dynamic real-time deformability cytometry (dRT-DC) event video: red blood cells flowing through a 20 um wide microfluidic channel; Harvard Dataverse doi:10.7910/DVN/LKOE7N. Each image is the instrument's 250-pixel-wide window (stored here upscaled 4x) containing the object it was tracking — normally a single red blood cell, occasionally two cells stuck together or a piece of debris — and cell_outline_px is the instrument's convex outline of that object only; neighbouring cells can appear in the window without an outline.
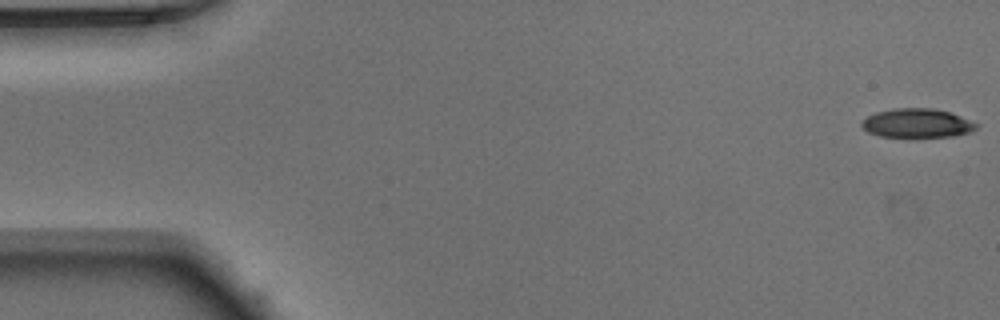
{"species": "Egyptian fruit bat (a non-hibernating species)", "species_latin": "Rousettus aegyptiacus", "temperature_condition": "warm", "stored_images_in_passage": 51, "camera_frame_rate_fps": 3000, "um_per_image_px": 0.085, "animal": {"sex": "male"}, "frame": {"image": 1, "passage_image": 1, "time_ms": 0.0, "image_size_px": [1000, 320], "cell_outline_px": [[980, 124], [972, 132], [952, 136], [916, 140], [908, 140], [880, 136], [868, 132], [860, 124], [868, 116], [876, 112], [892, 108], [932, 108], [948, 112], [960, 116]], "centroid_in_image_um": [77.96, 10.53], "position_along_channel_um": 7.0, "area_um2": 20.29}}
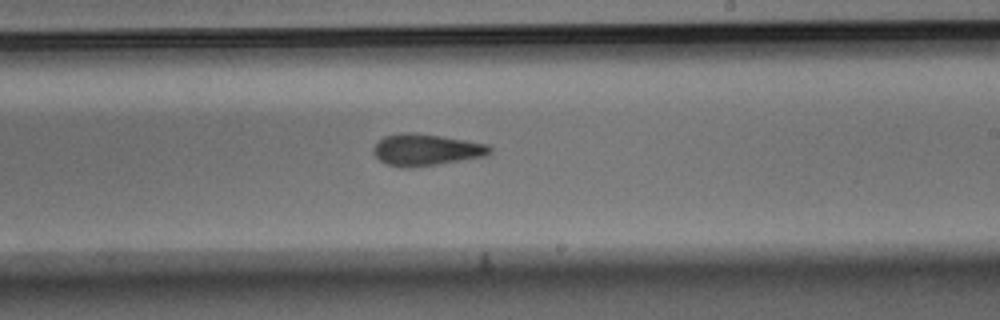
{"frame": {"image": 2, "passage_image": 30, "time_ms": 9.667, "image_size_px": [1000, 320], "cell_outline_px": [[492, 152], [484, 156], [436, 164], [408, 168], [400, 168], [384, 164], [372, 152], [372, 148], [384, 136], [400, 132], [416, 132], [488, 144], [492, 148]], "centroid_in_image_um": [36.17, 12.73], "position_along_channel_um": 252.8, "area_um2": 21.5}}
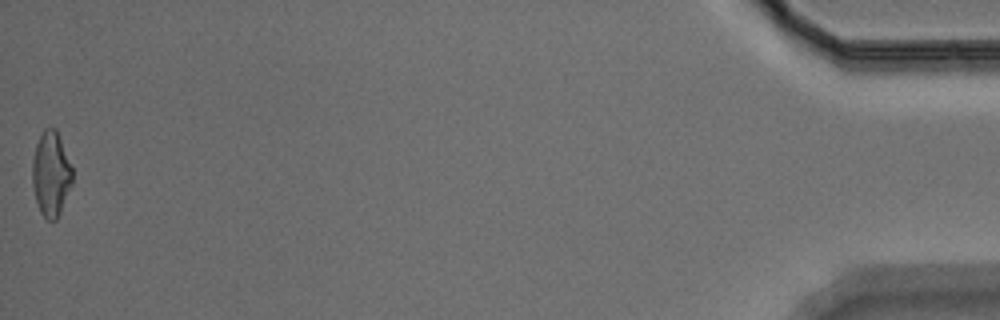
{"frame": {"image": 3, "passage_image": 51, "time_ms": 16.667, "image_size_px": [1000, 320], "cell_outline_px": [[72, 184], [60, 212], [56, 220], [48, 220], [40, 212], [36, 200], [32, 184], [32, 160], [36, 144], [44, 128], [56, 128], [72, 168]], "centroid_in_image_um": [4.32, 14.78], "position_along_channel_um": 430.9, "area_um2": 19.65}, "authors_computed_cell_mechanics": {"area_um2": 20.7502, "velocity_mm_per_s": 3.9562, "shape_relaxation_time_tau1_ms": 5.1048, "shape_relaxation_time_tau2_ms": 2.8956, "deformation_change_tau1": 0.1602, "deformation_change_tau2": 0.1285}}